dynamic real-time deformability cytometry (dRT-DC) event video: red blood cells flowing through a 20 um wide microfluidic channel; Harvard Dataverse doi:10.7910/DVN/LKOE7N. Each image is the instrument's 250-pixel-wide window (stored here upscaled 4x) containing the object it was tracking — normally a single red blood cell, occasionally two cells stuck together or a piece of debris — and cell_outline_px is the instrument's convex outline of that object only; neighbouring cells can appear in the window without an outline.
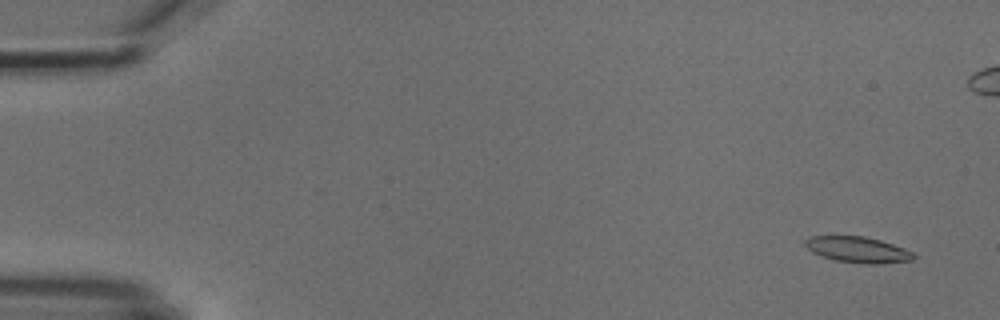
{"species": "common noctule bat (a hibernating species)", "species_latin": "Nyctalus noctula", "temperature_condition": "cold", "stored_images_in_passage": 8, "segment_of_instrument_passage": [1, 2], "camera_frame_rate_fps": 3000, "um_per_image_px": 0.085, "animal": {"sex": "male", "body_mass_g": 18.8}, "frame": {"image": 1, "passage_image": 1, "time_ms": 0.0, "image_size_px": [1000, 320], "cell_outline_px": [[916, 256], [912, 260], [880, 264], [868, 264], [836, 260], [820, 256], [812, 252], [800, 240], [812, 236], [864, 236], [880, 240], [904, 248], [912, 252]], "centroid_in_image_um": [72.87, 21.21], "position_along_channel_um": 12.1, "area_um2": 16.42}}
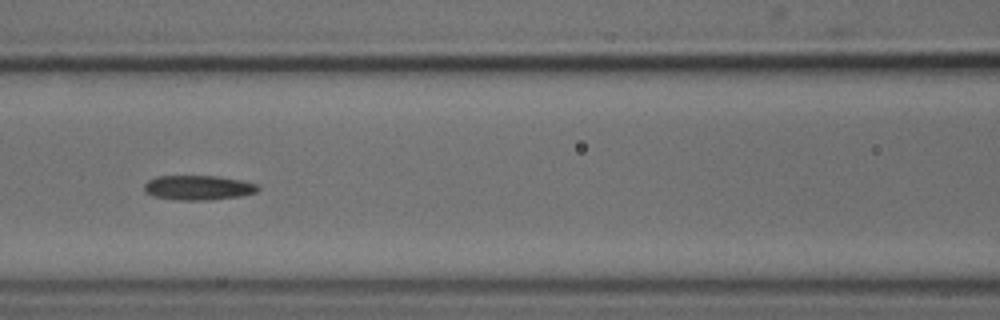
{"frame": {"image": 2, "passage_image": 7, "time_ms": 7.0, "image_size_px": [1000, 320], "cell_outline_px": [[260, 188], [256, 192], [240, 196], [208, 200], [176, 200], [152, 196], [144, 192], [144, 184], [148, 180], [156, 176], [220, 176], [244, 180], [260, 184]], "centroid_in_image_um": [16.87, 15.94], "position_along_channel_um": 149.7, "area_um2": 16.65}}